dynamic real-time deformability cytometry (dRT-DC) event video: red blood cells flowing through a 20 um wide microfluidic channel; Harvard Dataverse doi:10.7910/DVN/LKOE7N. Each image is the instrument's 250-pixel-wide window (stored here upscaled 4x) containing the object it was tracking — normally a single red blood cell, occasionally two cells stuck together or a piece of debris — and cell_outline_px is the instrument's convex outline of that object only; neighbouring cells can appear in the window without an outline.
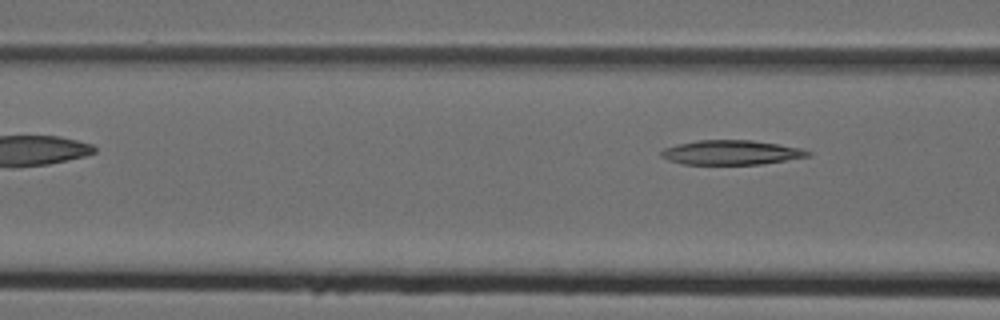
{"species": "Egyptian fruit bat (a non-hibernating species)", "species_latin": "Rousettus aegyptiacus", "temperature_condition": "cold", "stored_images_in_passage": 3, "camera_frame_rate_fps": 3000, "um_per_image_px": 0.085, "animal": {"sex": "female"}, "frame": {"image": 1, "passage_image": 3, "time_ms": 0.667, "image_size_px": [1000, 320], "cell_outline_px": [[812, 156], [760, 164], [684, 164], [668, 160], [660, 156], [660, 152], [664, 148], [676, 144], [696, 140], [752, 140], [800, 148], [812, 152]], "centroid_in_image_um": [62.13, 12.96], "position_along_channel_um": 104.5, "area_um2": 20.92}}